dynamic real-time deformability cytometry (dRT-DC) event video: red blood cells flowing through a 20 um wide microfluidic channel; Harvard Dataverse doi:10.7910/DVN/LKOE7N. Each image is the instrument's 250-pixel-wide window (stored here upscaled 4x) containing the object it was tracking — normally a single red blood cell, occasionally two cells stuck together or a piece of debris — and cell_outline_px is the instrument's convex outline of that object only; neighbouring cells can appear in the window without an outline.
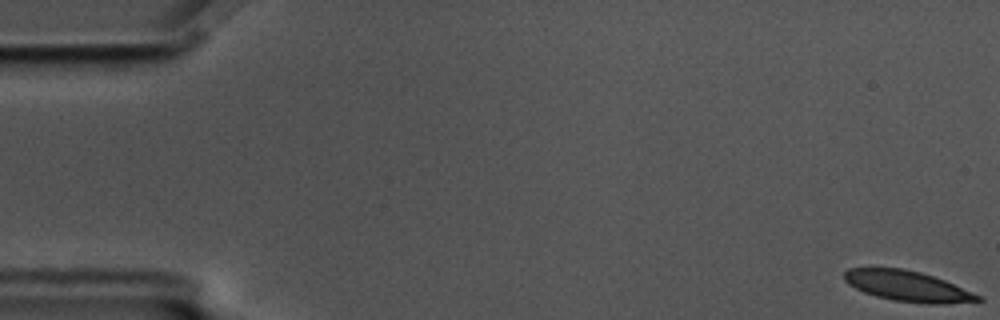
{"species": "common noctule bat (a hibernating species)", "species_latin": "Nyctalus noctula", "temperature_condition": "cold", "stored_images_in_passage": 58, "camera_frame_rate_fps": 3000, "um_per_image_px": 0.085, "animal": {"sex": "male", "body_mass_g": 17.5, "forearm_length_mm": 52.3}, "frame": {"image": 1, "passage_image": 1, "time_ms": 0.0, "image_size_px": [1000, 320], "cell_outline_px": [[984, 300], [944, 304], [928, 304], [892, 300], [876, 296], [864, 292], [848, 284], [844, 280], [844, 272], [848, 268], [868, 264], [900, 268], [920, 272], [944, 280], [980, 296]], "centroid_in_image_um": [77.02, 24.27], "position_along_channel_um": 8.0, "area_um2": 24.22}}
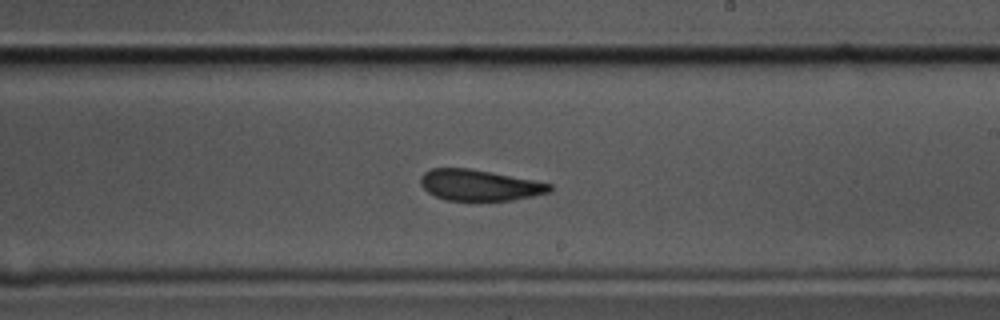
{"frame": {"image": 2, "passage_image": 34, "time_ms": 11.0, "image_size_px": [1000, 320], "cell_outline_px": [[552, 188], [548, 192], [532, 196], [512, 200], [448, 200], [436, 196], [428, 192], [420, 184], [420, 176], [424, 172], [432, 168], [468, 168], [532, 180], [552, 184]], "centroid_in_image_um": [40.71, 15.73], "position_along_channel_um": 248.3, "area_um2": 22.95}}
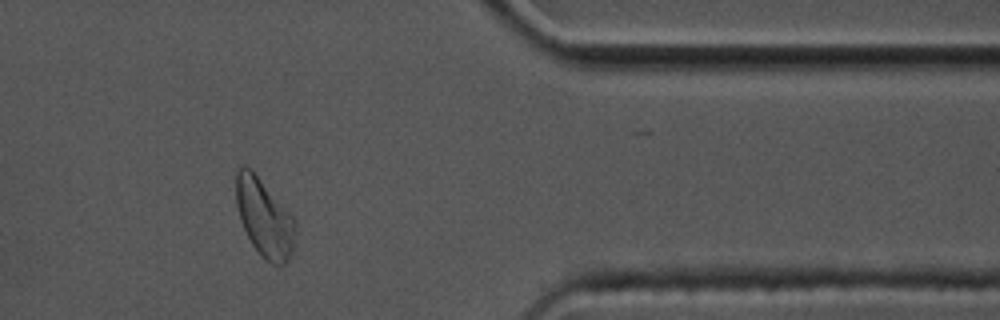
{"frame": {"image": 3, "passage_image": 48, "time_ms": 15.667, "image_size_px": [1000, 320], "cell_outline_px": [[296, 228], [292, 252], [288, 260], [284, 264], [272, 264], [260, 256], [252, 244], [240, 220], [236, 204], [236, 172], [244, 164], [260, 180], [296, 220]], "centroid_in_image_um": [22.47, 18.57], "position_along_channel_um": 388.9, "area_um2": 26.41}, "authors_computed_cell_mechanics": {"area_um2": 24.7962, "velocity_mm_per_s": 3.4625, "shape_relaxation_time_tau1_ms": 6.7883, "shape_relaxation_time_tau2_ms": 2.9191, "deformation_change_tau1": 0.1411, "deformation_change_tau2": 0.089}}